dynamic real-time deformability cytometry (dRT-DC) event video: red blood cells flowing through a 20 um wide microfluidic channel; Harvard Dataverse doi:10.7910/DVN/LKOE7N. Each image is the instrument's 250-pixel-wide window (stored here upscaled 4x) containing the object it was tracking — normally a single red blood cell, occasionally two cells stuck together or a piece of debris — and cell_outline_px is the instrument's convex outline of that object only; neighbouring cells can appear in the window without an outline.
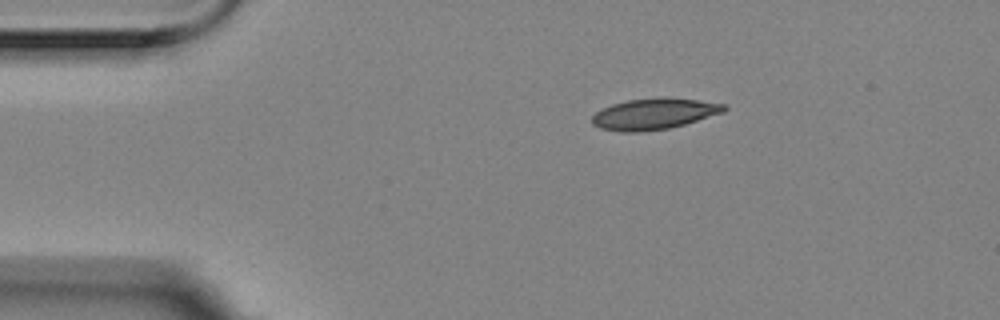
{"species": "Egyptian fruit bat (a non-hibernating species)", "species_latin": "Rousettus aegyptiacus", "temperature_condition": "room temperature", "stored_images_in_passage": 4, "camera_frame_rate_fps": 3000, "um_per_image_px": 0.085, "animal": {"sex": "female"}, "frame": {"image": 1, "passage_image": 1, "time_ms": 0.0, "image_size_px": [1000, 320], "cell_outline_px": [[728, 108], [724, 112], [684, 124], [668, 128], [636, 132], [620, 132], [600, 128], [592, 124], [592, 116], [600, 108], [612, 104], [628, 100], [664, 96], [696, 100], [724, 104]], "centroid_in_image_um": [55.56, 9.67], "position_along_channel_um": 29.4, "area_um2": 23.93}}
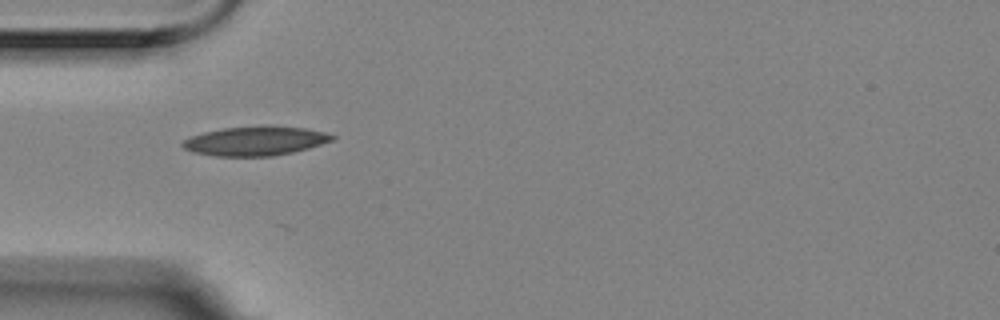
{"frame": {"image": 2, "passage_image": 3, "time_ms": 0.667, "image_size_px": [1000, 320], "cell_outline_px": [[336, 136], [332, 140], [308, 148], [292, 152], [272, 156], [212, 156], [192, 152], [184, 148], [180, 144], [184, 140], [192, 136], [204, 132], [224, 128], [264, 124], [268, 124], [304, 128], [324, 132]], "centroid_in_image_um": [21.68, 11.96], "position_along_channel_um": 63.3, "area_um2": 25.66}}
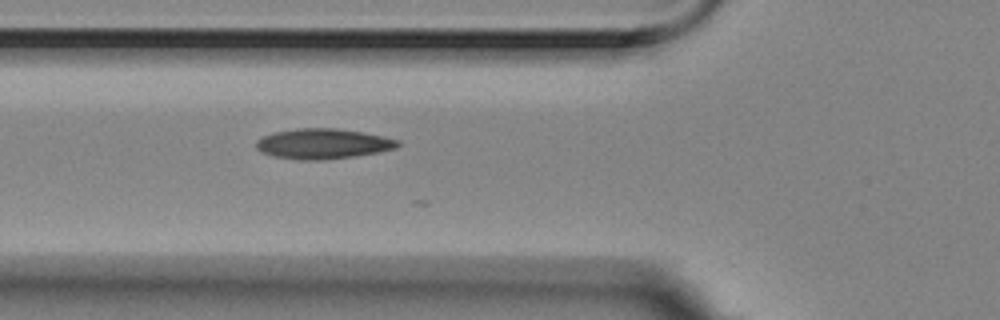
{"frame": {"image": 3, "passage_image": 4, "time_ms": 1.0, "image_size_px": [1000, 320], "cell_outline_px": [[400, 144], [396, 148], [376, 152], [352, 156], [324, 160], [300, 160], [276, 156], [260, 152], [256, 148], [256, 140], [272, 132], [296, 128], [336, 128], [384, 136], [400, 140]], "centroid_in_image_um": [27.42, 12.21], "position_along_channel_um": 98.4, "area_um2": 24.85}}